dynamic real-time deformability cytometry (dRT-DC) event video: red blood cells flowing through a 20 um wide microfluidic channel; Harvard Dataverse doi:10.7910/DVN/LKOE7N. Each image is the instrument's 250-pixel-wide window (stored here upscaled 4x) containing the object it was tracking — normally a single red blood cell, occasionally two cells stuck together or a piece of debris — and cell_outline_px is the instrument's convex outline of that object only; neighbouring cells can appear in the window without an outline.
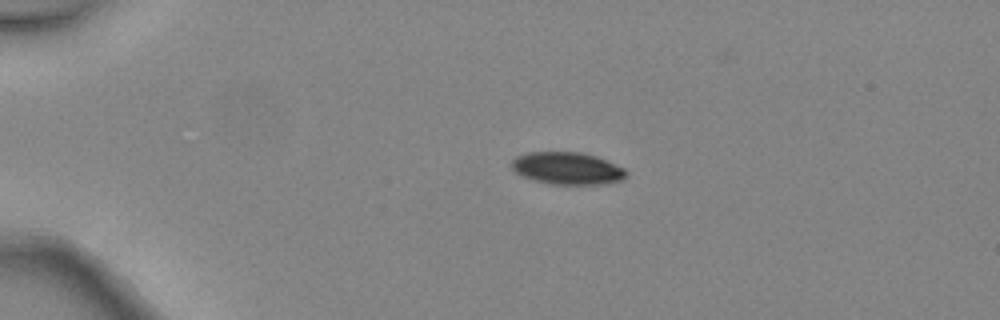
{"species": "common noctule bat (a hibernating species)", "species_latin": "Nyctalus noctula", "temperature_condition": "warm", "stored_images_in_passage": 2, "camera_frame_rate_fps": 3000, "um_per_image_px": 0.085, "animal": {"sex": "female", "body_mass_g": 24.6, "forearm_length_mm": 56.2}, "frame": {"image": 1, "passage_image": 1, "time_ms": 0.0, "image_size_px": [1000, 320], "cell_outline_px": [[628, 176], [620, 180], [600, 184], [548, 184], [524, 176], [516, 172], [512, 168], [512, 160], [516, 156], [528, 152], [580, 152], [596, 156], [624, 168], [628, 172]], "centroid_in_image_um": [48.23, 14.3], "position_along_channel_um": 36.8, "area_um2": 21.39}}